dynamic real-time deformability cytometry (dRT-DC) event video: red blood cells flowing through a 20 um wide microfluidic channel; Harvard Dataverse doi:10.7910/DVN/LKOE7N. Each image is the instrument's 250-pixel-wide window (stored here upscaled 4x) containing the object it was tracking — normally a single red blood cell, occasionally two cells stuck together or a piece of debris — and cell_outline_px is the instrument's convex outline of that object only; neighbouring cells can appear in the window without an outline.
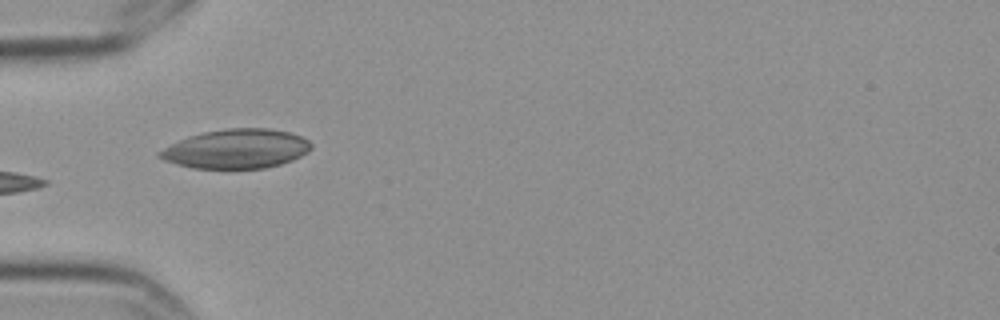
{"species": "Egyptian fruit bat (a non-hibernating species)", "species_latin": "Rousettus aegyptiacus", "temperature_condition": "cold", "stored_images_in_passage": 6, "camera_frame_rate_fps": 3000, "um_per_image_px": 0.085, "frame": {"image": 1, "passage_image": 6, "time_ms": 1.667, "image_size_px": [1000, 320], "cell_outline_px": [[312, 148], [308, 152], [292, 160], [280, 164], [264, 168], [192, 168], [176, 164], [164, 160], [156, 156], [156, 152], [188, 136], [204, 132], [224, 128], [268, 128], [288, 132], [300, 136], [308, 140], [312, 144]], "centroid_in_image_um": [20.08, 12.65], "position_along_channel_um": 64.9, "area_um2": 34.62}}